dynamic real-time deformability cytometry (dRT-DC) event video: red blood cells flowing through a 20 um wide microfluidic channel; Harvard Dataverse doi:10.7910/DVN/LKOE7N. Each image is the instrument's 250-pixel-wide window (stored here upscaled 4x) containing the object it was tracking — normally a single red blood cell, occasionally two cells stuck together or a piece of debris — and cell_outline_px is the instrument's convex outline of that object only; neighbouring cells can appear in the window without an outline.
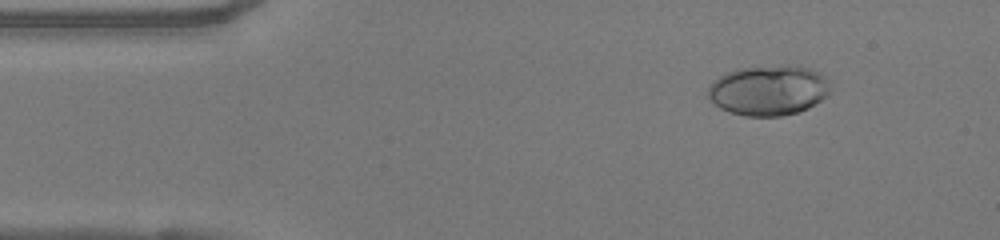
{"species": "human", "species_latin": "Homo sapiens", "temperature_condition": "warm", "stored_images_in_passage": 50, "camera_frame_rate_fps": 3000, "um_per_image_px": 0.085, "donor": {"sex": "female"}, "frame": {"image": 1, "passage_image": 6, "time_ms": 1.667, "image_size_px": [1000, 240], "cell_outline_px": [[828, 92], [820, 100], [808, 108], [796, 112], [780, 116], [744, 116], [720, 108], [708, 96], [708, 88], [720, 76], [728, 72], [740, 68], [788, 64], [800, 64], [820, 72], [828, 80]], "centroid_in_image_um": [65.35, 7.65], "position_along_channel_um": 19.6, "area_um2": 35.6}}
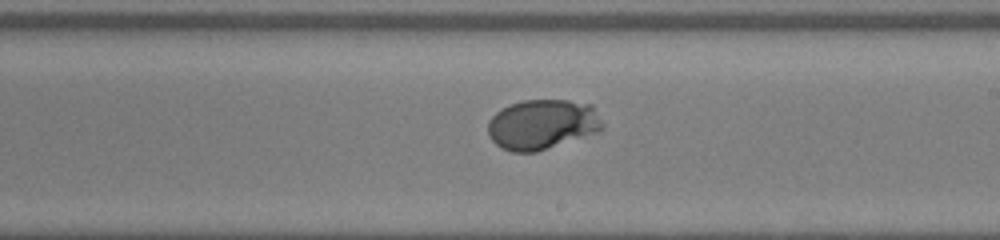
{"frame": {"image": 2, "passage_image": 28, "time_ms": 9.0, "image_size_px": [1000, 240], "cell_outline_px": [[604, 128], [600, 132], [536, 152], [512, 152], [500, 148], [488, 136], [488, 120], [496, 112], [512, 104], [524, 100], [568, 100], [592, 104], [604, 124]], "centroid_in_image_um": [46.12, 10.58], "position_along_channel_um": 242.9, "area_um2": 33.7}}
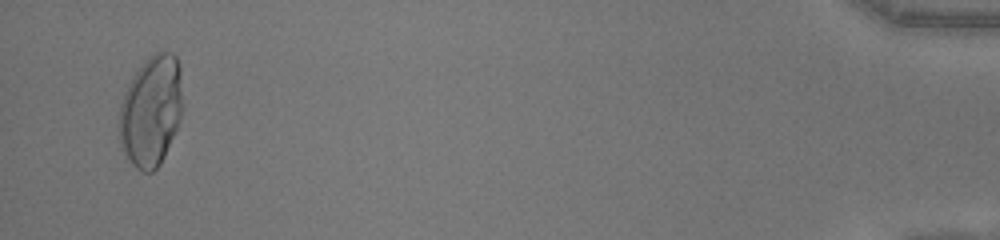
{"frame": {"image": 3, "passage_image": 48, "time_ms": 15.667, "image_size_px": [1000, 240], "cell_outline_px": [[180, 120], [164, 156], [160, 164], [152, 172], [140, 172], [132, 164], [124, 152], [120, 144], [120, 104], [128, 84], [132, 76], [144, 60], [152, 52], [160, 48], [172, 52], [176, 56], [180, 64]], "centroid_in_image_um": [12.83, 9.37], "position_along_channel_um": 422.4, "area_um2": 40.92}, "authors_computed_cell_mechanics": {"area_um2": 33.7263, "velocity_mm_per_s": 4.0721, "shape_relaxation_time_tau1_ms": 2.9338, "shape_relaxation_time_tau2_ms": null, "deformation_change_tau1": 0.184, "deformation_change_tau2": null}}